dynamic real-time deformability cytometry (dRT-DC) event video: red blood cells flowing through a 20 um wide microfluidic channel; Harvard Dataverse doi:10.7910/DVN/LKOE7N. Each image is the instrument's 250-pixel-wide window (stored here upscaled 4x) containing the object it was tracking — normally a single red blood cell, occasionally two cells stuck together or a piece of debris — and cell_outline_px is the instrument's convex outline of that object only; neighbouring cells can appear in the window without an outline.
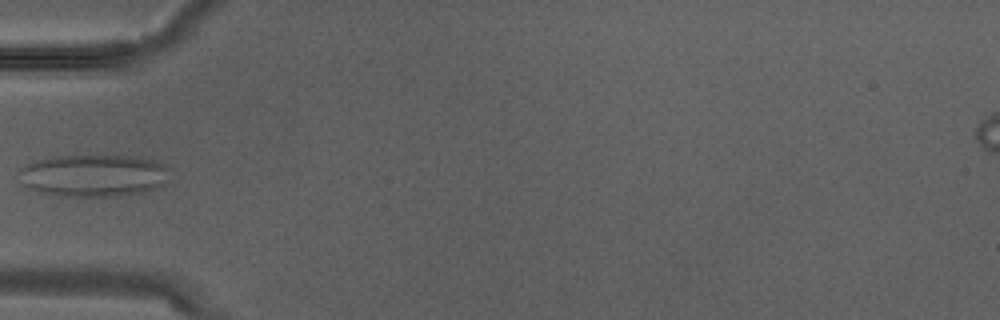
{"species": "Egyptian fruit bat (a non-hibernating species)", "species_latin": "Rousettus aegyptiacus", "temperature_condition": "warm", "stored_images_in_passage": 2, "camera_frame_rate_fps": 3000, "um_per_image_px": 0.085, "animal": {"sex": "male"}, "frame": {"image": 1, "passage_image": 2, "time_ms": 0.333, "image_size_px": [1000, 320], "cell_outline_px": [[172, 168], [164, 184], [148, 192], [116, 196], [56, 196], [40, 192], [28, 188], [24, 184], [24, 168], [28, 164], [36, 160], [52, 156], [136, 156], [152, 160], [164, 164]], "centroid_in_image_um": [8.07, 14.92], "position_along_channel_um": 76.9, "area_um2": 36.99}}